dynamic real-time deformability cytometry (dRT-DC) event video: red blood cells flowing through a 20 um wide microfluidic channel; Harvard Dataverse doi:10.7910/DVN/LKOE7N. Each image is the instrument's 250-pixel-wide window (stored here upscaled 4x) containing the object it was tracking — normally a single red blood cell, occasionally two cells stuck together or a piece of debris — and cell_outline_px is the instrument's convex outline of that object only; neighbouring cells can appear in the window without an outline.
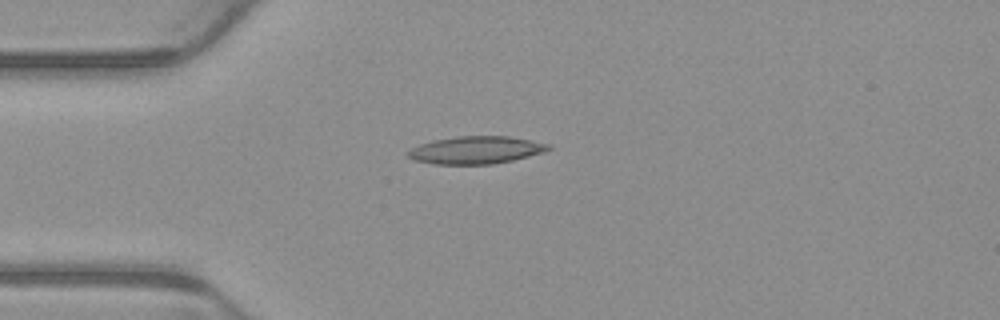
{"species": "common noctule bat (a hibernating species)", "species_latin": "Nyctalus noctula", "temperature_condition": "warm", "stored_images_in_passage": 7, "camera_frame_rate_fps": 3000, "um_per_image_px": 0.085, "animal": {"sex": "male", "body_mass_g": 23.1, "forearm_length_mm": 52.7}, "frame": {"image": 1, "passage_image": 4, "time_ms": 1.0, "image_size_px": [1000, 320], "cell_outline_px": [[552, 148], [544, 152], [512, 160], [492, 164], [432, 164], [416, 160], [408, 156], [408, 152], [412, 148], [420, 144], [432, 140], [460, 136], [508, 136], [552, 144]], "centroid_in_image_um": [40.49, 12.75], "position_along_channel_um": 44.5, "area_um2": 22.43}}
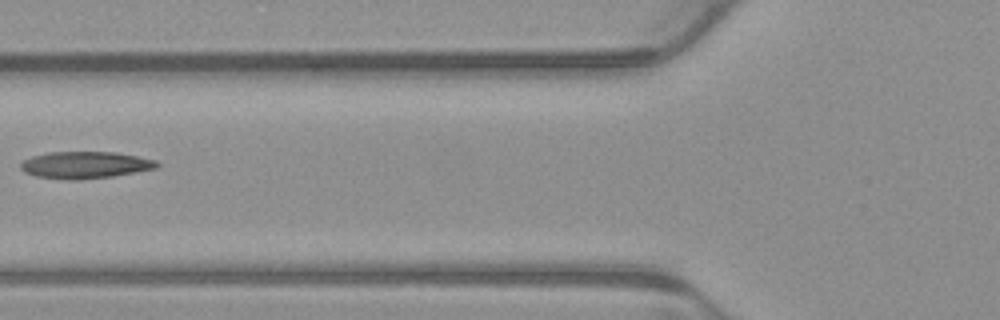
{"frame": {"image": 2, "passage_image": 6, "time_ms": 1.667, "image_size_px": [1000, 320], "cell_outline_px": [[160, 164], [156, 168], [136, 172], [112, 176], [80, 180], [64, 180], [36, 176], [24, 172], [20, 168], [20, 164], [24, 160], [32, 156], [48, 152], [116, 152], [156, 160]], "centroid_in_image_um": [7.22, 14.03], "position_along_channel_um": 118.6, "area_um2": 21.44}}
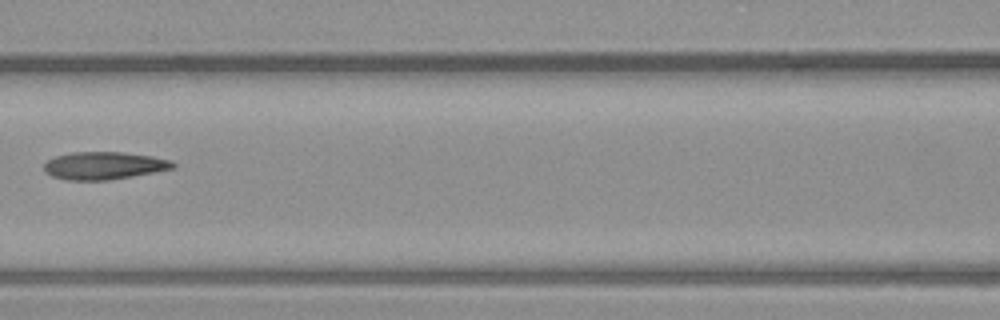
{"frame": {"image": 3, "passage_image": 7, "time_ms": 2.0, "image_size_px": [1000, 320], "cell_outline_px": [[176, 168], [132, 176], [108, 180], [68, 180], [52, 176], [44, 172], [44, 164], [48, 160], [56, 156], [72, 152], [120, 152], [152, 156], [172, 160], [176, 164]], "centroid_in_image_um": [8.85, 14.08], "position_along_channel_um": 157.7, "area_um2": 20.75}}